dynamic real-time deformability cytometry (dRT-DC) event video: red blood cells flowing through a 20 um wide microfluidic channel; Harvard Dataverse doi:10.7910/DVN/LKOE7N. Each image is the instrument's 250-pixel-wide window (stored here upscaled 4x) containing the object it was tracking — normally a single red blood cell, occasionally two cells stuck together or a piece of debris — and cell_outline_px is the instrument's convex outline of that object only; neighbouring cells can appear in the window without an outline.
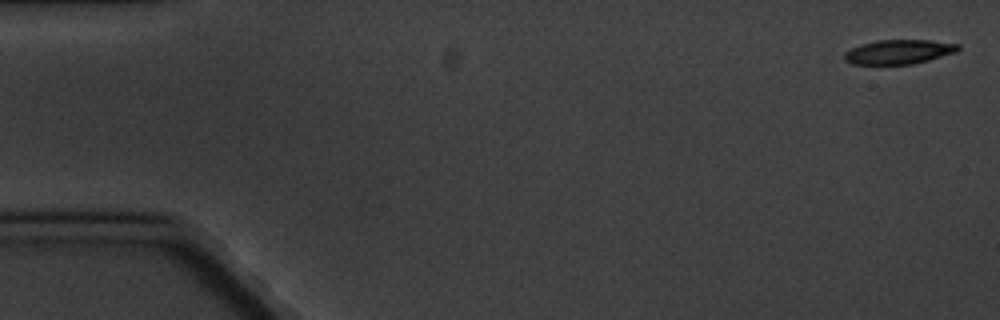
{"species": "common noctule bat (a hibernating species)", "species_latin": "Nyctalus noctula", "temperature_condition": "cold", "stored_images_in_passage": 3, "camera_frame_rate_fps": 3000, "um_per_image_px": 0.085, "animal": {"sex": "male", "body_mass_g": 20.1, "forearm_length_mm": 53.5}, "frame": {"image": 1, "passage_image": 1, "time_ms": 0.0, "image_size_px": [1000, 320], "cell_outline_px": [[960, 48], [956, 52], [928, 60], [912, 64], [852, 64], [844, 60], [844, 52], [860, 44], [876, 40], [928, 40], [960, 44]], "centroid_in_image_um": [76.38, 4.4], "position_along_channel_um": 8.6, "area_um2": 16.13}}